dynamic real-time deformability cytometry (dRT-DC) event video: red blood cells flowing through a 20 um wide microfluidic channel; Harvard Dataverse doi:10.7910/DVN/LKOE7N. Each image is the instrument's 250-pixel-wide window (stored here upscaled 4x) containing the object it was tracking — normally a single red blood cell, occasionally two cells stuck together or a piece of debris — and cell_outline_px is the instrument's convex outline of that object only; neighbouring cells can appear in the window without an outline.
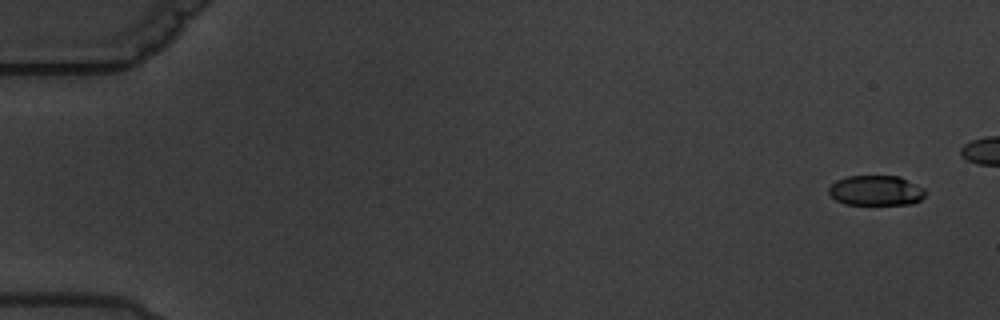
{"species": "common noctule bat (a hibernating species)", "species_latin": "Nyctalus noctula", "temperature_condition": "warm", "stored_images_in_passage": 5, "camera_frame_rate_fps": 3000, "um_per_image_px": 0.085, "animal": {"sex": "male", "body_mass_g": 19.5, "forearm_length_mm": 54.6}, "frame": {"image": 1, "passage_image": 2, "time_ms": 1.0, "image_size_px": [1000, 320], "cell_outline_px": [[924, 196], [920, 200], [912, 204], [844, 204], [836, 200], [828, 192], [828, 188], [836, 180], [848, 176], [900, 176], [924, 188]], "centroid_in_image_um": [74.45, 16.19], "position_along_channel_um": 10.6, "area_um2": 16.88}}